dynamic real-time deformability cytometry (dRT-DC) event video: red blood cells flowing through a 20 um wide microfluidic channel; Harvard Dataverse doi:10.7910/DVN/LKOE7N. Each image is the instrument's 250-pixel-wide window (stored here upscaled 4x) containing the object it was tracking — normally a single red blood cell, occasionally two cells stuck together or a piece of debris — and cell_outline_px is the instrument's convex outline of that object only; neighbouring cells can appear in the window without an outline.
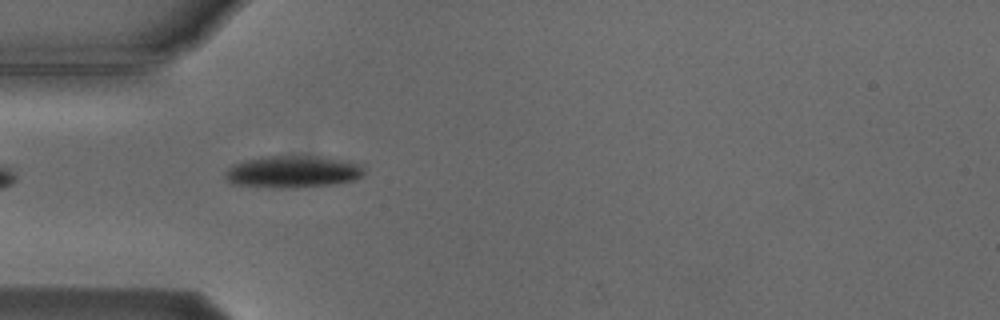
{"species": "Egyptian fruit bat (a non-hibernating species)", "species_latin": "Rousettus aegyptiacus", "temperature_condition": "cold", "stored_images_in_passage": 4, "camera_frame_rate_fps": 3000, "um_per_image_px": 0.085, "animal": {"sex": "male"}, "frame": {"image": 1, "passage_image": 3, "time_ms": 2.667, "image_size_px": [1000, 320], "cell_outline_px": [[364, 172], [360, 176], [352, 180], [336, 184], [296, 188], [272, 188], [232, 184], [224, 176], [224, 172], [232, 164], [244, 160], [260, 156], [304, 156], [332, 160], [352, 164], [360, 168]], "centroid_in_image_um": [24.69, 14.63], "position_along_channel_um": 60.3, "area_um2": 25.37}}
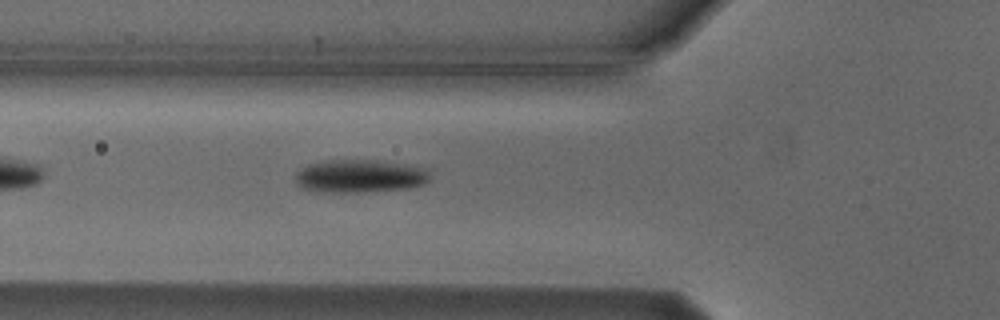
{"frame": {"image": 2, "passage_image": 4, "time_ms": 3.667, "image_size_px": [1000, 320], "cell_outline_px": [[428, 180], [424, 184], [408, 188], [364, 192], [316, 192], [304, 188], [296, 184], [296, 172], [308, 164], [328, 160], [376, 160], [404, 164], [428, 168]], "centroid_in_image_um": [30.57, 14.97], "position_along_channel_um": 95.2, "area_um2": 25.95}}